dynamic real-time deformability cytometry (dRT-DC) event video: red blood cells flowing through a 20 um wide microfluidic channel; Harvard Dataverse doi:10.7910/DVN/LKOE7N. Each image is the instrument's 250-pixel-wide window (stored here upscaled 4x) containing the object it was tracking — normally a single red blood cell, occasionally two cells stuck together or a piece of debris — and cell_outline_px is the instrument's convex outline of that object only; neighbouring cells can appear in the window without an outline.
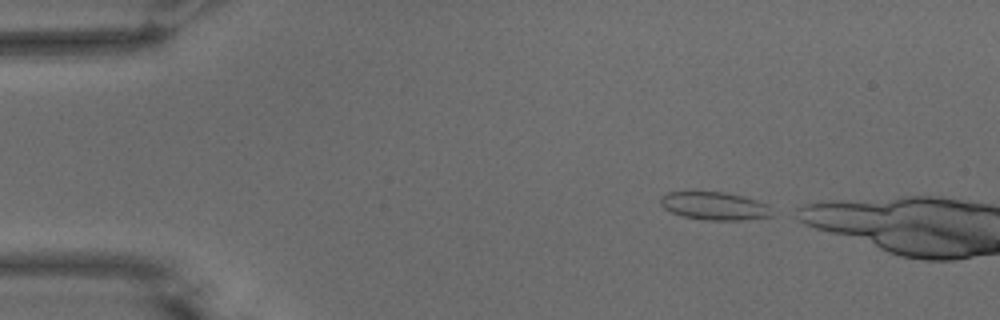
{"species": "common noctule bat (a hibernating species)", "species_latin": "Nyctalus noctula", "temperature_condition": "warm", "stored_images_in_passage": 9, "camera_frame_rate_fps": 3000, "um_per_image_px": 0.085, "animal": {"sex": "male", "body_mass_g": 15.6}, "frame": {"image": 1, "passage_image": 1, "time_ms": 0.0, "image_size_px": [1000, 320], "cell_outline_px": [[776, 216], [740, 220], [704, 220], [684, 216], [672, 212], [664, 208], [660, 204], [660, 196], [668, 192], [724, 192], [744, 196], [756, 200], [764, 204]], "centroid_in_image_um": [60.72, 17.51], "position_along_channel_um": 24.3, "area_um2": 18.09}}